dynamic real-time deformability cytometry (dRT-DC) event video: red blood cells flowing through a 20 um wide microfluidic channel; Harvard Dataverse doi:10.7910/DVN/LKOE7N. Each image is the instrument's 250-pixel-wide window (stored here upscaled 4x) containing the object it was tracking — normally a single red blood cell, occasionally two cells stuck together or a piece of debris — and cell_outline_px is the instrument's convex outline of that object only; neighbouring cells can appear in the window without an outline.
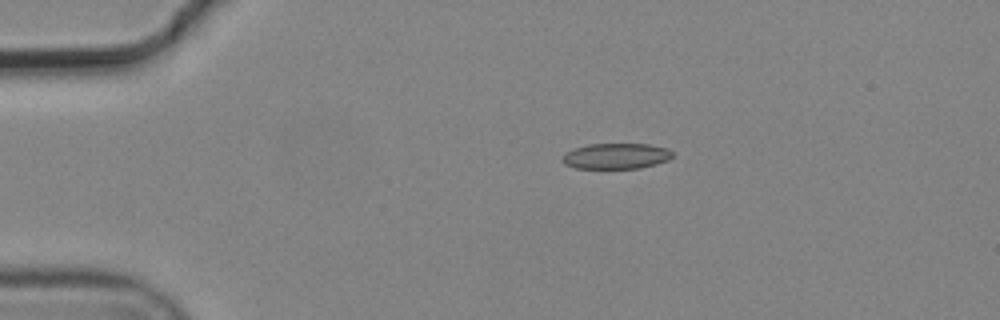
{"species": "common noctule bat (a hibernating species)", "species_latin": "Nyctalus noctula", "temperature_condition": "cold", "stored_images_in_passage": 2, "camera_frame_rate_fps": 3000, "um_per_image_px": 0.085, "animal": {"sex": "male", "body_mass_g": 19.2, "forearm_length_mm": 51.8}, "frame": {"image": 1, "passage_image": 2, "time_ms": 0.333, "image_size_px": [1000, 320], "cell_outline_px": [[672, 156], [668, 160], [656, 164], [640, 168], [576, 168], [564, 164], [560, 160], [564, 152], [588, 144], [648, 144], [668, 148], [672, 152]], "centroid_in_image_um": [52.34, 13.26], "position_along_channel_um": 32.7, "area_um2": 16.53}}